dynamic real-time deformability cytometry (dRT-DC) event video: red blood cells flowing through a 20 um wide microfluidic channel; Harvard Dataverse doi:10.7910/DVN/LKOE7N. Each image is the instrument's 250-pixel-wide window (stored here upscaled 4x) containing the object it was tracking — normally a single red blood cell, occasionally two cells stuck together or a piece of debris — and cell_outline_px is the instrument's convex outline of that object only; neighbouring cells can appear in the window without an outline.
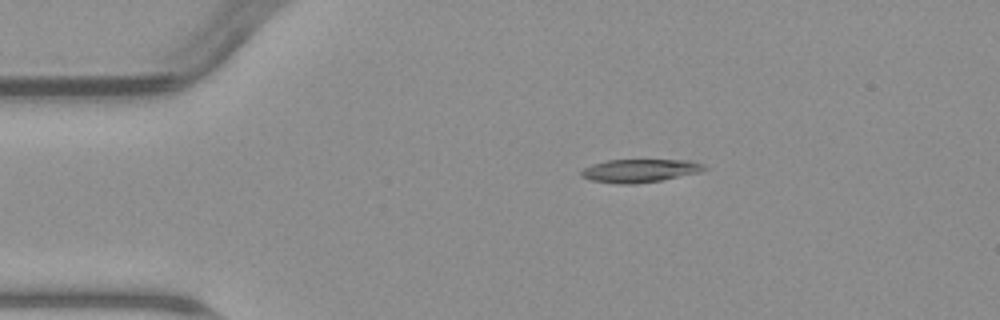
{"species": "common noctule bat (a hibernating species)", "species_latin": "Nyctalus noctula", "temperature_condition": "warm", "stored_images_in_passage": 3, "camera_frame_rate_fps": 3000, "um_per_image_px": 0.085, "animal": {"sex": "male", "body_mass_g": 23.1, "forearm_length_mm": 52.7}, "frame": {"image": 1, "passage_image": 1, "time_ms": 0.0, "image_size_px": [1000, 320], "cell_outline_px": [[708, 168], [700, 172], [660, 180], [636, 184], [620, 184], [592, 180], [580, 176], [580, 172], [584, 168], [592, 164], [604, 160], [692, 160], [704, 164]], "centroid_in_image_um": [54.39, 14.5], "position_along_channel_um": 30.6, "area_um2": 16.65}}
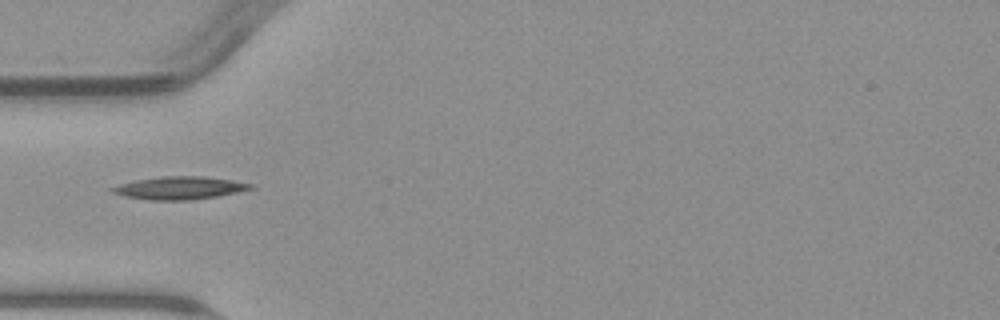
{"frame": {"image": 2, "passage_image": 3, "time_ms": 2.333, "image_size_px": [1000, 320], "cell_outline_px": [[252, 188], [236, 192], [216, 196], [192, 200], [148, 200], [124, 196], [112, 192], [108, 188], [120, 184], [136, 180], [160, 176], [204, 176], [232, 180], [252, 184]], "centroid_in_image_um": [15.2, 15.97], "position_along_channel_um": 69.8, "area_um2": 18.26}}